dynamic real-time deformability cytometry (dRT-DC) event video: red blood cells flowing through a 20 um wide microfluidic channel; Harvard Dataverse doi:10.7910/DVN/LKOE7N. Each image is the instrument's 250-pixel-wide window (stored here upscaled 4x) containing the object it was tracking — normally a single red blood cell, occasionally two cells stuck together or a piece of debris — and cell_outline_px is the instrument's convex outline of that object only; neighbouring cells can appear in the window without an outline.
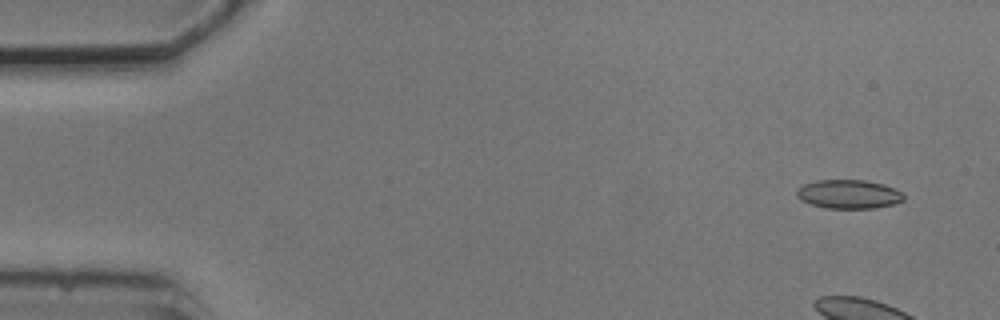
{"species": "common noctule bat (a hibernating species)", "species_latin": "Nyctalus noctula", "temperature_condition": "cold", "stored_images_in_passage": 5, "camera_frame_rate_fps": 3000, "um_per_image_px": 0.085, "animal": {"sex": "male", "body_mass_g": 20.5, "forearm_length_mm": 52.5}, "frame": {"image": 1, "passage_image": 1, "time_ms": 0.0, "image_size_px": [1000, 320], "cell_outline_px": [[904, 200], [892, 204], [872, 208], [824, 208], [800, 200], [796, 196], [796, 188], [804, 184], [816, 180], [864, 180], [884, 184], [896, 188], [904, 196]], "centroid_in_image_um": [72.11, 16.49], "position_along_channel_um": 12.9, "area_um2": 18.03}}